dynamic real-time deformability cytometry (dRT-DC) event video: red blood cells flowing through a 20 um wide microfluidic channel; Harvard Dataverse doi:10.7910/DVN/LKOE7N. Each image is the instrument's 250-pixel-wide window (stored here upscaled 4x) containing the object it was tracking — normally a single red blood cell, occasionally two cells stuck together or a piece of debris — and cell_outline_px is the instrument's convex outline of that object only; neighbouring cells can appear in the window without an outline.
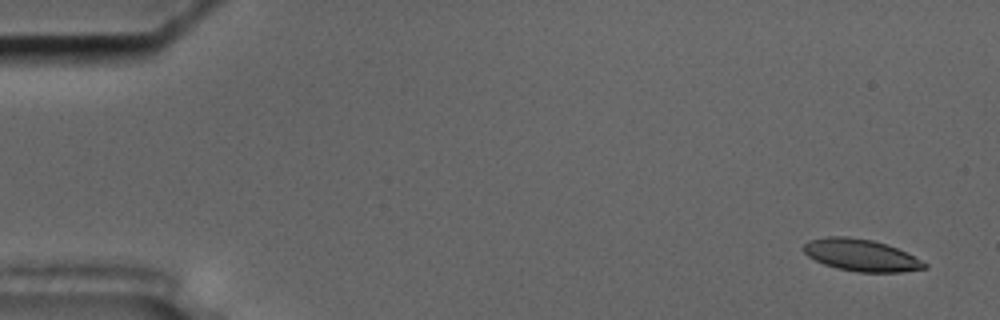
{"species": "common noctule bat (a hibernating species)", "species_latin": "Nyctalus noctula", "temperature_condition": "cold", "stored_images_in_passage": 56, "camera_frame_rate_fps": 3000, "um_per_image_px": 0.085, "animal": {"sex": "male", "body_mass_g": 17.5, "forearm_length_mm": 52.3}, "frame": {"image": 1, "passage_image": 3, "time_ms": 0.667, "image_size_px": [1000, 320], "cell_outline_px": [[928, 268], [900, 272], [856, 272], [836, 268], [824, 264], [808, 256], [804, 252], [804, 244], [808, 240], [824, 236], [848, 236], [872, 240], [896, 248], [928, 264]], "centroid_in_image_um": [73.15, 21.69], "position_along_channel_um": 11.8, "area_um2": 22.37}}
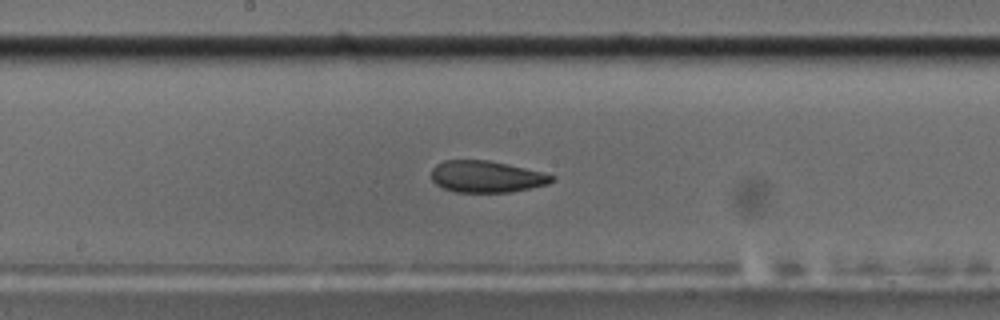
{"frame": {"image": 2, "passage_image": 30, "time_ms": 9.667, "image_size_px": [1000, 320], "cell_outline_px": [[556, 180], [548, 184], [512, 192], [456, 192], [444, 188], [436, 184], [432, 180], [432, 168], [436, 164], [444, 160], [488, 160], [508, 164], [556, 176]], "centroid_in_image_um": [41.35, 15.01], "position_along_channel_um": 206.8, "area_um2": 22.2}}
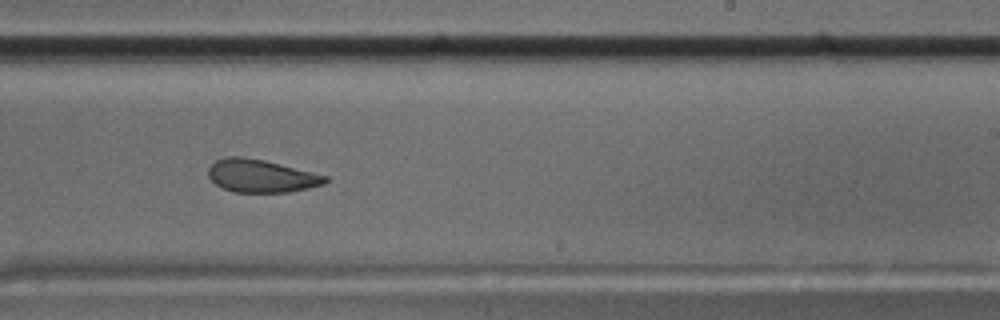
{"frame": {"image": 3, "passage_image": 35, "time_ms": 11.333, "image_size_px": [1000, 320], "cell_outline_px": [[328, 180], [324, 184], [308, 188], [288, 192], [236, 192], [224, 188], [216, 184], [208, 176], [208, 168], [216, 160], [224, 156], [244, 156], [264, 160], [328, 176]], "centroid_in_image_um": [22.18, 14.94], "position_along_channel_um": 266.8, "area_um2": 22.31}}